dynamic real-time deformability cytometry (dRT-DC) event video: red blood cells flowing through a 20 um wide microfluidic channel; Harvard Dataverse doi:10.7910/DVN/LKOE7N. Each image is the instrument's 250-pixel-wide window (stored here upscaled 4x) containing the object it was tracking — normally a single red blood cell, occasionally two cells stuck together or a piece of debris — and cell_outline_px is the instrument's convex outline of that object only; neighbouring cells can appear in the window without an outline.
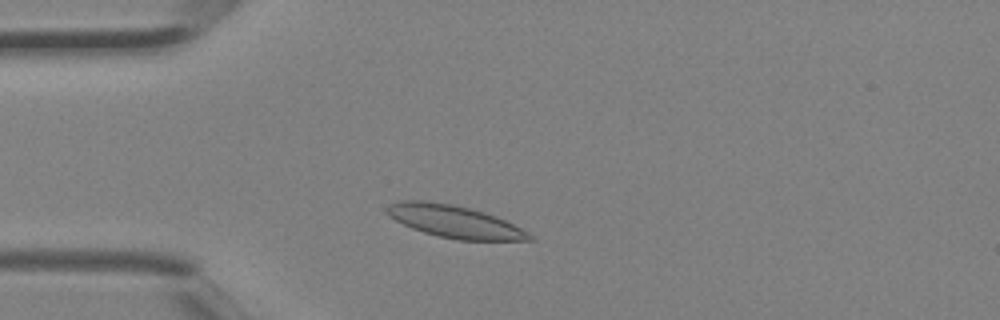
{"species": "Egyptian fruit bat (a non-hibernating species)", "species_latin": "Rousettus aegyptiacus", "temperature_condition": "room temperature", "stored_images_in_passage": 2, "camera_frame_rate_fps": 3000, "um_per_image_px": 0.085, "animal": {"sex": "female"}, "frame": {"image": 1, "passage_image": 2, "time_ms": 0.333, "image_size_px": [1000, 320], "cell_outline_px": [[536, 240], [456, 240], [424, 232], [412, 228], [388, 216], [384, 212], [384, 208], [388, 204], [400, 200], [420, 200], [452, 204], [484, 212], [496, 216], [536, 236]], "centroid_in_image_um": [38.61, 18.83], "position_along_channel_um": 46.4, "area_um2": 26.88}}